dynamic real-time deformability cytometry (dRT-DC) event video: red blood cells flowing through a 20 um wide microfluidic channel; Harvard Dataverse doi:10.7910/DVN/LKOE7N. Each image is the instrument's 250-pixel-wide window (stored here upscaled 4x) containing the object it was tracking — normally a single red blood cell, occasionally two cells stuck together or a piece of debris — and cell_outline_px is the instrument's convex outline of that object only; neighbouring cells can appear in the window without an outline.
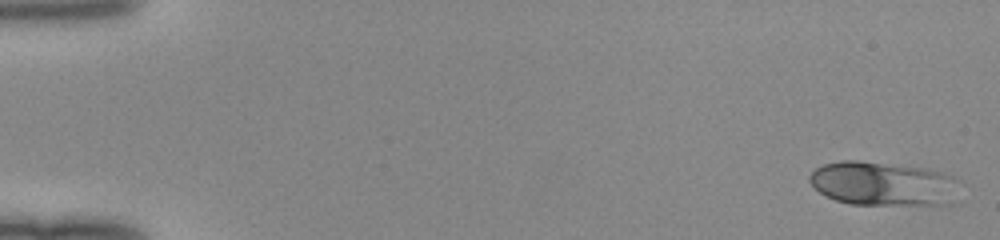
{"species": "human", "species_latin": "Homo sapiens", "temperature_condition": "room temperature", "stored_images_in_passage": 48, "camera_frame_rate_fps": 3000, "um_per_image_px": 0.085, "donor": {"sex": "female"}, "frame": {"image": 1, "passage_image": 1, "time_ms": 0.0, "image_size_px": [1000, 240], "cell_outline_px": [[960, 180], [952, 204], [848, 204], [824, 196], [808, 180], [808, 176], [816, 168], [824, 164], [840, 160], [856, 160], [928, 168], [952, 176]], "centroid_in_image_um": [75.06, 15.6], "position_along_channel_um": 9.9, "area_um2": 38.61}}
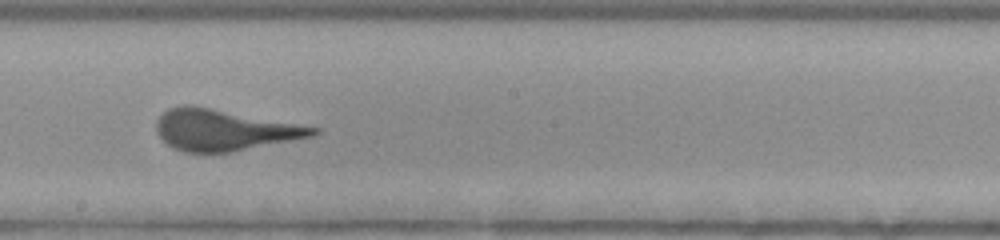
{"frame": {"image": 2, "passage_image": 28, "time_ms": 9.0, "image_size_px": [1000, 240], "cell_outline_px": [[324, 128], [320, 132], [312, 136], [232, 152], [184, 152], [172, 148], [156, 132], [156, 120], [168, 108], [184, 104], [192, 104]], "centroid_in_image_um": [19.06, 11.03], "position_along_channel_um": 229.1, "area_um2": 37.86}}
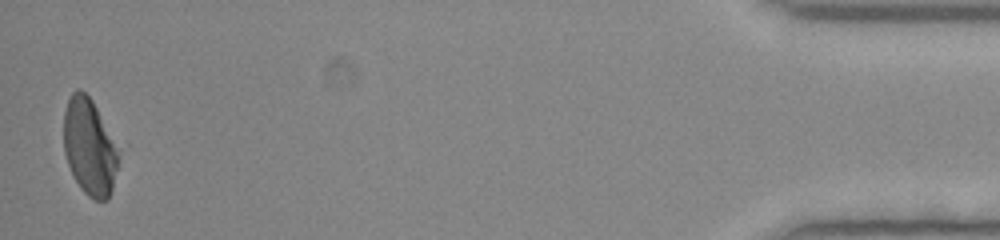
{"frame": {"image": 3, "passage_image": 48, "time_ms": 15.667, "image_size_px": [1000, 240], "cell_outline_px": [[120, 156], [112, 192], [108, 200], [96, 200], [88, 196], [80, 188], [72, 176], [64, 152], [64, 112], [68, 100], [72, 92], [76, 88], [80, 88], [92, 100], [120, 148]], "centroid_in_image_um": [7.63, 12.51], "position_along_channel_um": 427.6, "area_um2": 31.39}}